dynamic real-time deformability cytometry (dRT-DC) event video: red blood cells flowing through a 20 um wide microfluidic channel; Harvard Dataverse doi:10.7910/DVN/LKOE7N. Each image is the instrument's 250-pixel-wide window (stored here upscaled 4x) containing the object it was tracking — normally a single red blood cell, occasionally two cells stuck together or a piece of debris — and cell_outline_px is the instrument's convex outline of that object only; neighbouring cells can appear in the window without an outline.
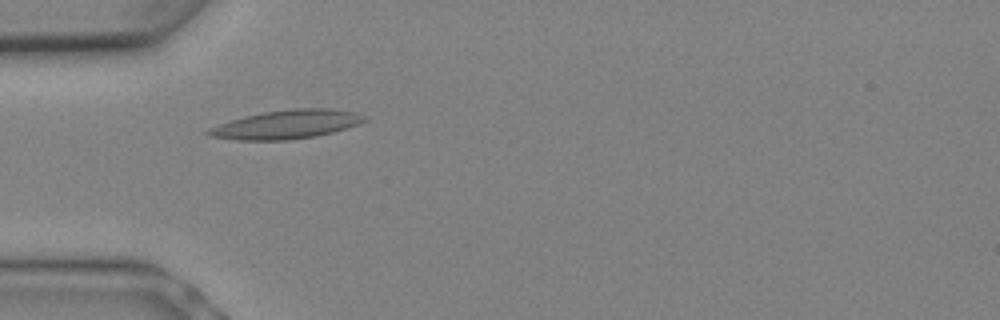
{"species": "Egyptian fruit bat (a non-hibernating species)", "species_latin": "Rousettus aegyptiacus", "temperature_condition": "warm", "stored_images_in_passage": 11, "camera_frame_rate_fps": 3000, "um_per_image_px": 0.085, "animal": {"sex": "female"}, "frame": {"image": 1, "passage_image": 7, "time_ms": 2.0, "image_size_px": [1000, 320], "cell_outline_px": [[368, 120], [332, 132], [316, 136], [288, 140], [236, 140], [208, 136], [204, 132], [208, 128], [232, 120], [264, 112], [292, 108], [332, 108], [356, 112], [364, 116]], "centroid_in_image_um": [24.34, 10.58], "position_along_channel_um": 60.7, "area_um2": 25.95}}